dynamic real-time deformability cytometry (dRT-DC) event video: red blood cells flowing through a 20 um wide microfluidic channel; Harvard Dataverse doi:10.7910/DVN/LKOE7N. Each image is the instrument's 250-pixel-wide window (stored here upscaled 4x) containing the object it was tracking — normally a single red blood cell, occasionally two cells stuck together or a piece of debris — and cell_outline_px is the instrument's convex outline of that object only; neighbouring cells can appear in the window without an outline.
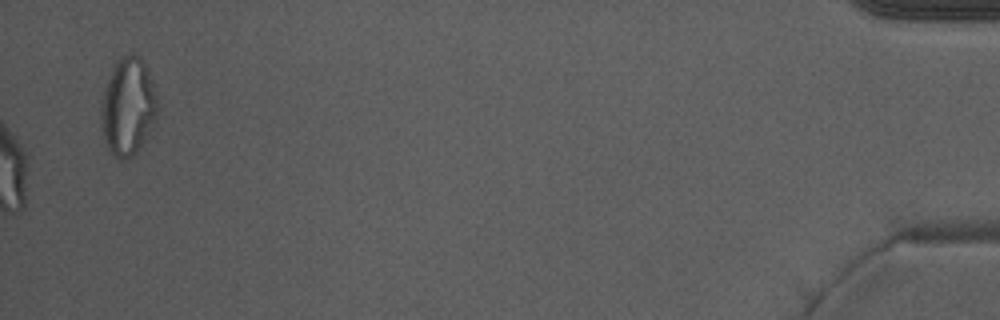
{"species": "Egyptian fruit bat (a non-hibernating species)", "species_latin": "Rousettus aegyptiacus", "temperature_condition": "warm", "stored_images_in_passage": 46, "camera_frame_rate_fps": 3000, "um_per_image_px": 0.085, "animal": {"sex": "male"}, "frame": {"image": 1, "passage_image": 46, "time_ms": 15.0, "image_size_px": [1000, 320], "cell_outline_px": [[160, 108], [156, 120], [144, 140], [136, 152], [132, 156], [124, 160], [120, 160], [108, 148], [104, 140], [100, 124], [100, 100], [104, 88], [112, 68], [124, 56], [132, 52], [140, 56], [148, 72]], "centroid_in_image_um": [10.86, 9.08], "position_along_channel_um": 424.3, "area_um2": 32.19}, "authors_computed_cell_mechanics": {"area_um2": 28.9867, "velocity_mm_per_s": 3.9451, "shape_relaxation_time_tau1_ms": null, "shape_relaxation_time_tau2_ms": 0.9474, "deformation_change_tau1": null, "deformation_change_tau2": 0.0666}}